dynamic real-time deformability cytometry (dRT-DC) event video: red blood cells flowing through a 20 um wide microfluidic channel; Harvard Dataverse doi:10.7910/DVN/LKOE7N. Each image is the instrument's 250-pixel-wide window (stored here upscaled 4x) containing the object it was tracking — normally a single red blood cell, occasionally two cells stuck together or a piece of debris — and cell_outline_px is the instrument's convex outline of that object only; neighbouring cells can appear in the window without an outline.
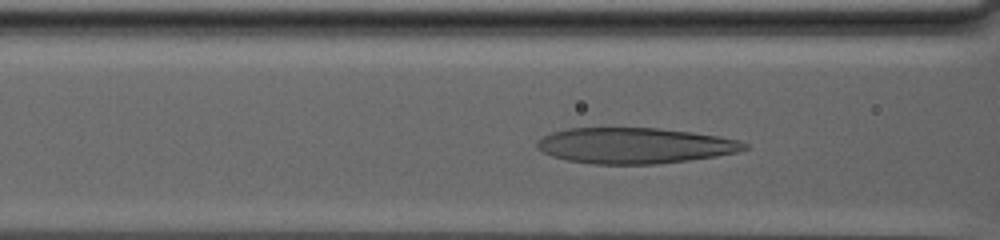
{"species": "human", "species_latin": "Homo sapiens", "temperature_condition": "warm", "stored_images_in_passage": 59, "camera_frame_rate_fps": 3000, "um_per_image_px": 0.085, "donor": {"sex": "male"}, "frame": {"image": 1, "passage_image": 22, "time_ms": 7.0, "image_size_px": [1000, 240], "cell_outline_px": [[752, 148], [740, 152], [716, 156], [688, 160], [656, 164], [592, 164], [568, 160], [552, 156], [536, 148], [536, 140], [540, 136], [552, 132], [568, 128], [656, 128], [692, 132], [720, 136], [740, 140], [748, 144]], "centroid_in_image_um": [53.98, 12.37], "position_along_channel_um": 112.6, "area_um2": 43.58}}
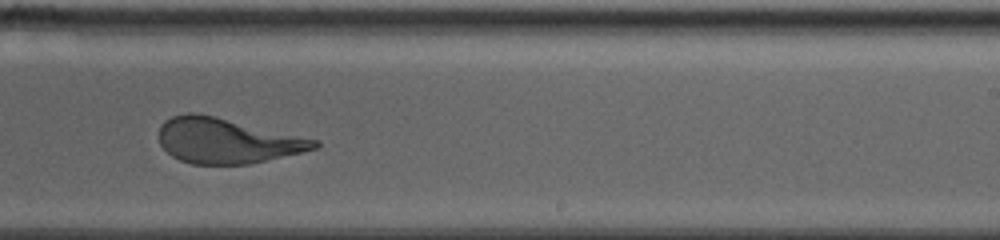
{"frame": {"image": 2, "passage_image": 41, "time_ms": 13.333, "image_size_px": [1000, 240], "cell_outline_px": [[320, 144], [316, 148], [300, 152], [248, 164], [192, 164], [180, 160], [172, 156], [160, 144], [160, 124], [164, 120], [172, 116], [188, 112], [196, 112], [216, 116], [320, 140]], "centroid_in_image_um": [19.26, 11.94], "position_along_channel_um": 269.7, "area_um2": 40.81}}
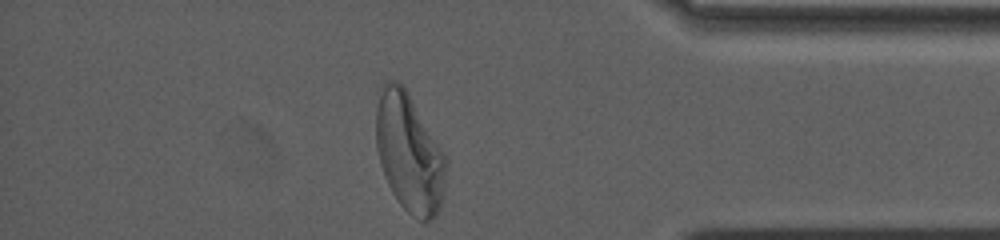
{"frame": {"image": 3, "passage_image": 59, "time_ms": 19.333, "image_size_px": [1000, 240], "cell_outline_px": [[448, 164], [444, 196], [440, 208], [436, 216], [432, 220], [420, 220], [412, 216], [400, 204], [392, 192], [384, 176], [380, 164], [376, 148], [376, 92], [380, 84], [388, 80], [400, 80], [404, 84], [444, 152], [448, 160]], "centroid_in_image_um": [34.78, 12.94], "position_along_channel_um": 400.4, "area_um2": 49.65}, "authors_computed_cell_mechanics": {"area_um2": 43.4078, "velocity_mm_per_s": 2.4817, "shape_relaxation_time_tau1_ms": 8.0185, "shape_relaxation_time_tau2_ms": 1.1214, "deformation_change_tau1": 0.26, "deformation_change_tau2": 0.0955}}